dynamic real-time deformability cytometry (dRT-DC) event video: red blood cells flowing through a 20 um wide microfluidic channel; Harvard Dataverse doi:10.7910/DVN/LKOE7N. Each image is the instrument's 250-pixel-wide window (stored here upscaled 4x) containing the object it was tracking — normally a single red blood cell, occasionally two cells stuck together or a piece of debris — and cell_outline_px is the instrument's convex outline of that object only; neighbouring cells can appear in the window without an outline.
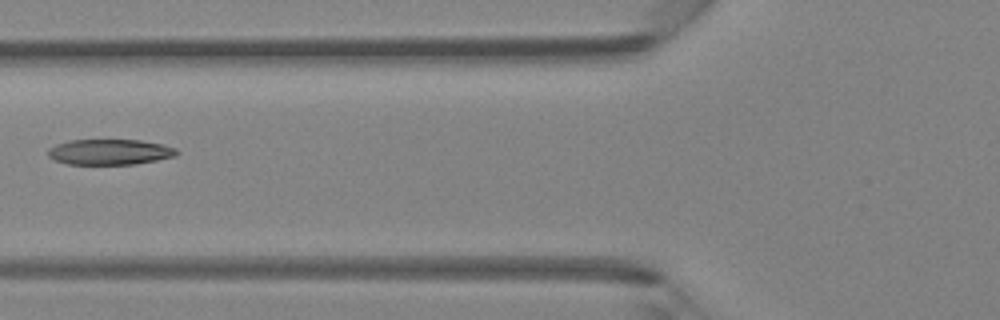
{"species": "Egyptian fruit bat (a non-hibernating species)", "species_latin": "Rousettus aegyptiacus", "temperature_condition": "room temperature", "stored_images_in_passage": 5, "camera_frame_rate_fps": 3000, "um_per_image_px": 0.085, "animal": {"sex": "female"}, "frame": {"image": 1, "passage_image": 5, "time_ms": 4.667, "image_size_px": [1000, 320], "cell_outline_px": [[180, 152], [176, 156], [156, 160], [132, 164], [68, 164], [52, 160], [48, 156], [48, 148], [56, 144], [68, 140], [140, 140], [164, 144], [176, 148]], "centroid_in_image_um": [9.32, 12.91], "position_along_channel_um": 116.5, "area_um2": 19.31}}